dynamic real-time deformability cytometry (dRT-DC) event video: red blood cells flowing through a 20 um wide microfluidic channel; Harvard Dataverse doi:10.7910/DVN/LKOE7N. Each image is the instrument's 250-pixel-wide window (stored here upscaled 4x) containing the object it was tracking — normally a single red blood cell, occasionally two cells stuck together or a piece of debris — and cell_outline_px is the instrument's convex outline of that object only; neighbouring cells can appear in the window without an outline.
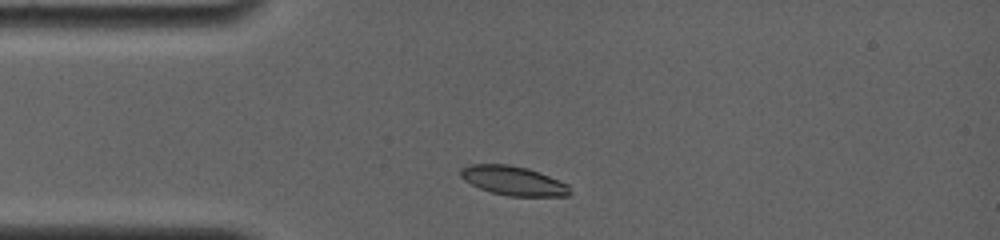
{"species": "common noctule bat (a hibernating species)", "species_latin": "Nyctalus noctula", "temperature_condition": "room temperature", "stored_images_in_passage": 12, "camera_frame_rate_fps": 4000, "um_per_image_px": 0.085, "animal": {"sex": "female", "body_mass_g": 19.0, "forearm_length_mm": 56.7}, "frame": {"image": 1, "passage_image": 2, "time_ms": 0.75, "image_size_px": [1000, 240], "cell_outline_px": [[572, 192], [568, 196], [508, 196], [492, 192], [480, 188], [464, 180], [460, 176], [460, 168], [468, 164], [508, 164], [528, 168], [560, 180], [568, 184]], "centroid_in_image_um": [43.64, 15.35], "position_along_channel_um": 41.4, "area_um2": 18.73}}
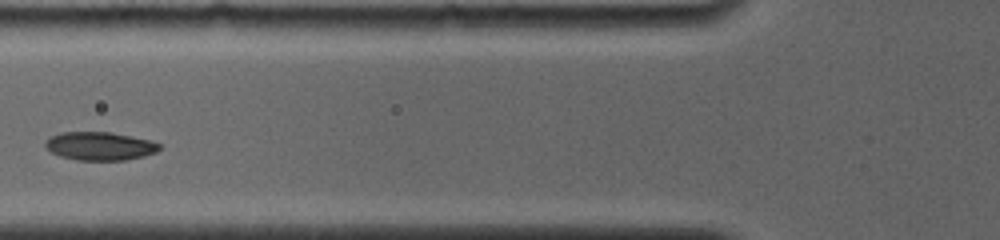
{"frame": {"image": 2, "passage_image": 6, "time_ms": 3.25, "image_size_px": [1000, 240], "cell_outline_px": [[160, 148], [156, 152], [144, 156], [124, 160], [76, 160], [60, 156], [44, 148], [44, 144], [52, 136], [60, 132], [112, 132], [152, 140], [160, 144]], "centroid_in_image_um": [8.5, 12.41], "position_along_channel_um": 117.3, "area_um2": 18.9}}
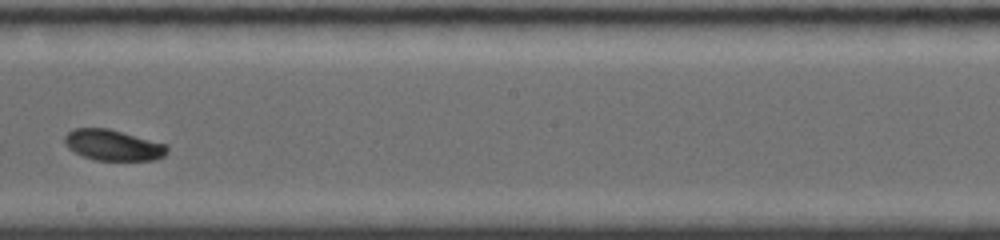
{"frame": {"image": 3, "passage_image": 11, "time_ms": 6.5, "image_size_px": [1000, 240], "cell_outline_px": [[168, 152], [164, 156], [156, 160], [96, 160], [84, 156], [68, 148], [64, 144], [64, 136], [68, 132], [76, 128], [108, 128], [168, 144]], "centroid_in_image_um": [9.64, 12.33], "position_along_channel_um": 238.6, "area_um2": 18.5}}